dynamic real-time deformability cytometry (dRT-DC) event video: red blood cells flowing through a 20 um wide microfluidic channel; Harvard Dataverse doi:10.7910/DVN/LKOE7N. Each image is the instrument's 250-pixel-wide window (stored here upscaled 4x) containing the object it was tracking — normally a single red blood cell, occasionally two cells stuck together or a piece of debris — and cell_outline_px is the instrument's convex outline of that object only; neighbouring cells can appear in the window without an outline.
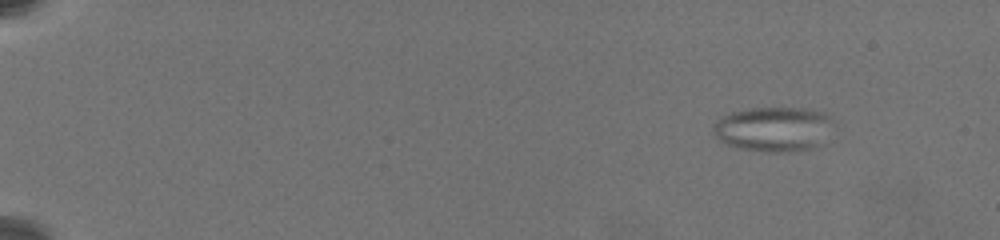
{"species": "common noctule bat (a hibernating species)", "species_latin": "Nyctalus noctula", "temperature_condition": "warm", "stored_images_in_passage": 79, "camera_frame_rate_fps": 3000, "um_per_image_px": 0.085, "animal": {"sex": "female", "body_mass_g": 19.5, "forearm_length_mm": 54.1}, "frame": {"image": 1, "passage_image": 7, "time_ms": 1.0, "image_size_px": [1000, 240], "cell_outline_px": [[832, 120], [816, 144], [808, 148], [776, 152], [768, 152], [744, 148], [724, 144], [716, 136], [712, 128], [716, 120], [732, 112], [752, 108], [808, 108], [824, 112]], "centroid_in_image_um": [65.64, 10.94], "position_along_channel_um": 19.4, "area_um2": 30.17}}
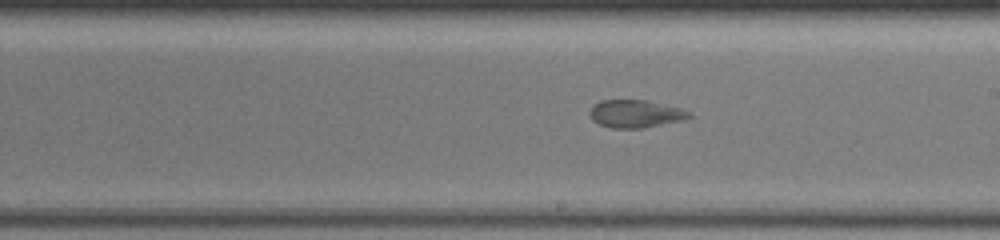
{"frame": {"image": 2, "passage_image": 58, "time_ms": 12.0, "image_size_px": [1000, 240], "cell_outline_px": [[692, 116], [680, 120], [644, 128], [612, 128], [600, 124], [592, 120], [588, 112], [592, 104], [600, 100], [644, 100], [680, 108], [692, 112]], "centroid_in_image_um": [53.96, 9.66], "position_along_channel_um": 235.0, "area_um2": 16.01}}
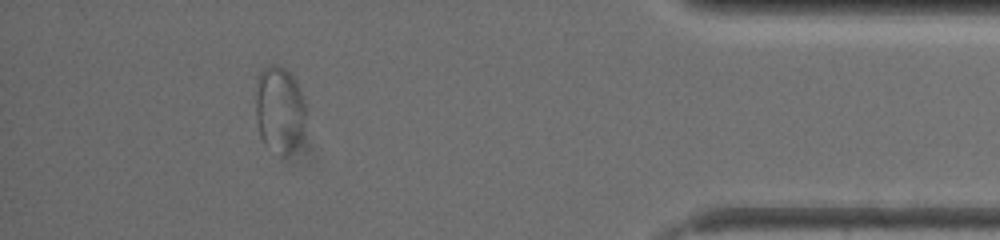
{"frame": {"image": 3, "passage_image": 74, "time_ms": 18.333, "image_size_px": [1000, 240], "cell_outline_px": [[304, 132], [296, 148], [288, 156], [280, 156], [264, 144], [260, 136], [256, 120], [256, 92], [260, 72], [264, 68], [272, 64], [276, 64], [284, 68], [296, 80], [304, 100]], "centroid_in_image_um": [23.76, 9.36], "position_along_channel_um": 411.4, "area_um2": 25.49}}